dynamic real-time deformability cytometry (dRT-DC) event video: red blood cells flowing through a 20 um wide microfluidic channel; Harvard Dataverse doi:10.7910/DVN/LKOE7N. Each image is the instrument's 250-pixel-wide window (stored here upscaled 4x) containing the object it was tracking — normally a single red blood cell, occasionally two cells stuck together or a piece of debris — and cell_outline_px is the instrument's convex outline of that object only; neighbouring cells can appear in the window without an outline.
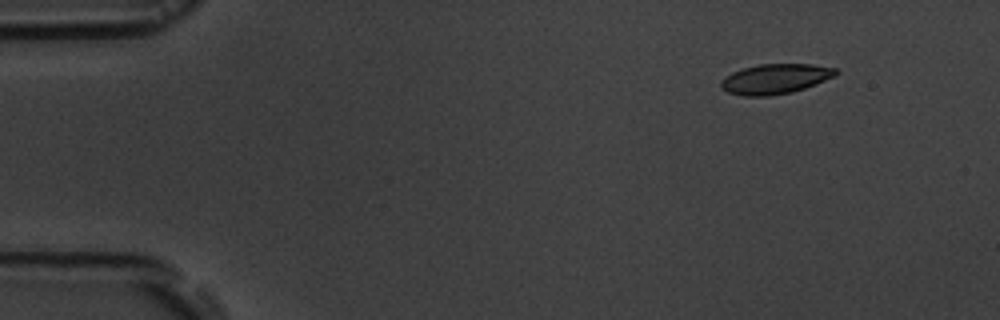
{"species": "common noctule bat (a hibernating species)", "species_latin": "Nyctalus noctula", "temperature_condition": "room temperature", "stored_images_in_passage": 5, "segment_of_instrument_passage": [2, 2], "camera_frame_rate_fps": 3000, "um_per_image_px": 0.085, "animal": {"sex": "male", "body_mass_g": 19.5, "forearm_length_mm": 54.6}, "frame": {"image": 1, "passage_image": 5, "time_ms": 5.667, "image_size_px": [1000, 320], "cell_outline_px": [[840, 72], [836, 76], [804, 88], [792, 92], [768, 96], [744, 96], [728, 92], [720, 88], [720, 80], [732, 72], [744, 68], [760, 64], [812, 64], [836, 68]], "centroid_in_image_um": [65.9, 6.7], "position_along_channel_um": 19.1, "area_um2": 20.11}}